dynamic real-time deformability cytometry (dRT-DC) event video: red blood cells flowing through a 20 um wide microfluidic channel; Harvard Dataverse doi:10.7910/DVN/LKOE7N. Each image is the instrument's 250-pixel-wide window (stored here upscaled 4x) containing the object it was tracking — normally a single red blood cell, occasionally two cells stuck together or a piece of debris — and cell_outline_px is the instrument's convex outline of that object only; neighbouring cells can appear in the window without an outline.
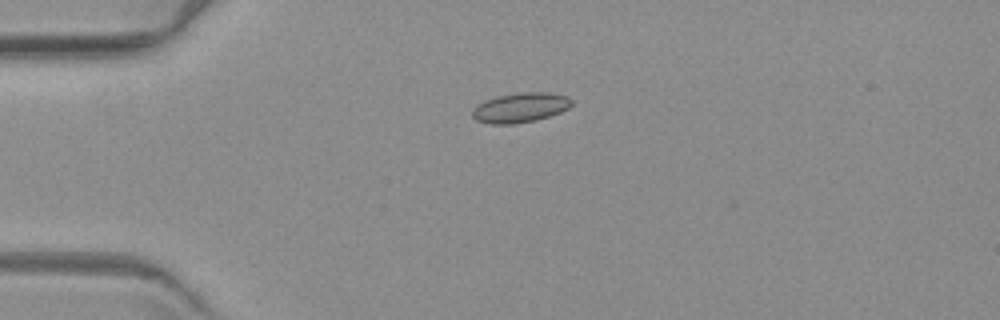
{"species": "common noctule bat (a hibernating species)", "species_latin": "Nyctalus noctula", "temperature_condition": "warm", "stored_images_in_passage": 2, "camera_frame_rate_fps": 3000, "um_per_image_px": 0.085, "animal": {"sex": "female", "body_mass_g": 19.3, "forearm_length_mm": 54.1}, "frame": {"image": 1, "passage_image": 1, "time_ms": 0.0, "image_size_px": [1000, 320], "cell_outline_px": [[572, 104], [568, 108], [560, 112], [536, 120], [512, 124], [492, 124], [476, 120], [472, 116], [472, 108], [476, 104], [484, 100], [496, 96], [520, 92], [552, 92], [568, 96], [572, 100]], "centroid_in_image_um": [44.21, 9.13], "position_along_channel_um": 40.8, "area_um2": 17.4}}